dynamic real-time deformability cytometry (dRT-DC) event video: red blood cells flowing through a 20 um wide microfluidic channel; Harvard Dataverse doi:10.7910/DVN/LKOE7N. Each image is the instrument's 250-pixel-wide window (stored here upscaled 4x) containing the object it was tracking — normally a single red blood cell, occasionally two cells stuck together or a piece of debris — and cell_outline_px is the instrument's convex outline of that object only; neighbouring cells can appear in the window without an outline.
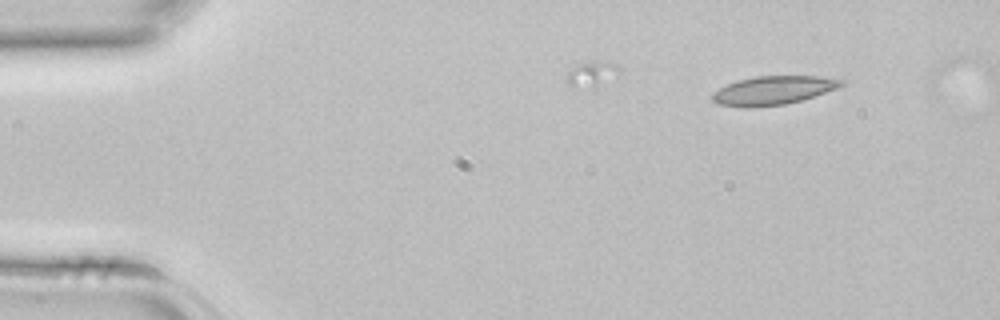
{"species": "common noctule bat (a hibernating species)", "species_latin": "Nyctalus noctula", "temperature_condition": "room temperature", "stored_images_in_passage": 3, "camera_frame_rate_fps": 3000, "um_per_image_px": 0.085, "animal": {"sex": "female", "body_mass_g": 22.7, "forearm_length_mm": 54.2}, "frame": {"image": 1, "passage_image": 1, "time_ms": 0.0, "image_size_px": [1000, 320], "cell_outline_px": [[848, 80], [844, 84], [836, 88], [800, 100], [784, 104], [752, 108], [744, 108], [716, 104], [712, 100], [712, 92], [736, 80], [756, 76], [824, 76]], "centroid_in_image_um": [65.69, 7.68], "position_along_channel_um": 19.3, "area_um2": 21.68}}
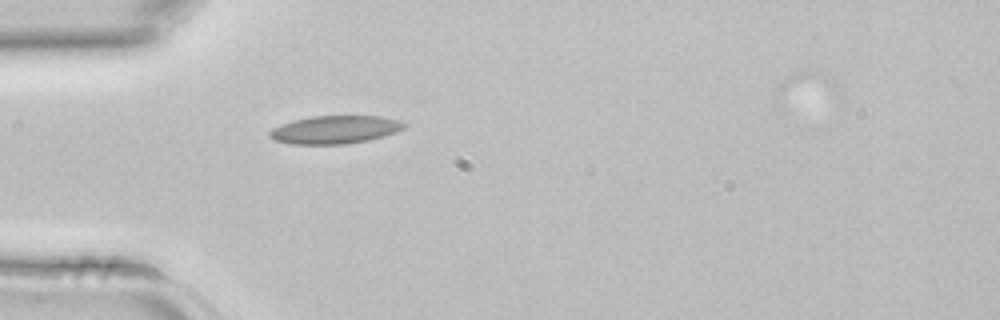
{"frame": {"image": 2, "passage_image": 3, "time_ms": 0.667, "image_size_px": [1000, 320], "cell_outline_px": [[408, 124], [404, 128], [396, 132], [368, 140], [344, 144], [292, 144], [272, 140], [268, 136], [268, 132], [272, 128], [296, 120], [312, 116], [380, 116], [400, 120]], "centroid_in_image_um": [28.48, 11.02], "position_along_channel_um": 56.5, "area_um2": 21.91}}